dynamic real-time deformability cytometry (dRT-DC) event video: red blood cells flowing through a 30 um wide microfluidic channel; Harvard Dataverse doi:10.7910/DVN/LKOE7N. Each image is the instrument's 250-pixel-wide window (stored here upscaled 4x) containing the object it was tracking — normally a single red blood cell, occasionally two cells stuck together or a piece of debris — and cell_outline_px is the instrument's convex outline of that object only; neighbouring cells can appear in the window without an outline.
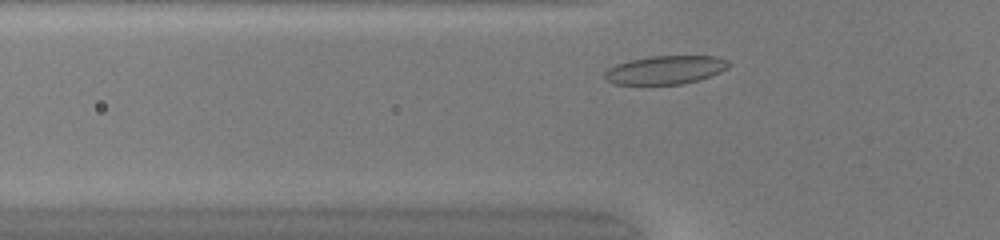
{"species": "common noctule bat (a hibernating species)", "species_latin": "Nyctalus noctula", "temperature_condition": "warm", "stored_images_in_passage": 30, "camera_frame_rate_fps": 3000, "um_per_image_px": 0.085, "animal": {"sex": "female", "body_mass_g": 20.0, "forearm_length_mm": 54.0}, "frame": {"image": 1, "passage_image": 4, "time_ms": 1.0, "image_size_px": [1000, 240], "cell_outline_px": [[732, 64], [728, 68], [712, 76], [700, 80], [684, 84], [612, 84], [604, 80], [604, 72], [608, 68], [616, 64], [628, 60], [652, 56], [716, 56], [728, 60]], "centroid_in_image_um": [56.57, 5.94], "position_along_channel_um": 69.2, "area_um2": 20.92}}
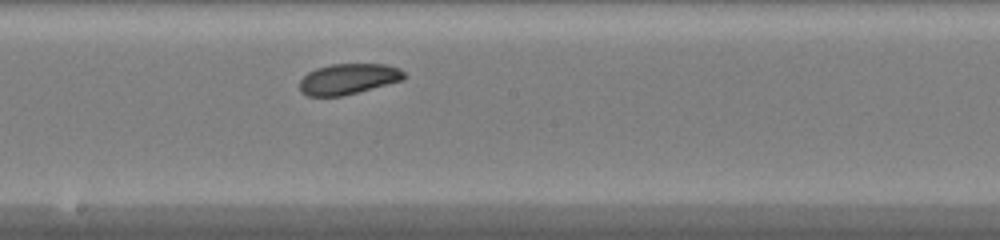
{"frame": {"image": 2, "passage_image": 15, "time_ms": 4.667, "image_size_px": [1000, 240], "cell_outline_px": [[408, 76], [404, 80], [340, 96], [308, 96], [300, 92], [300, 80], [308, 72], [316, 68], [332, 64], [384, 64], [400, 68]], "centroid_in_image_um": [29.62, 6.7], "position_along_channel_um": 218.6, "area_um2": 18.67}}
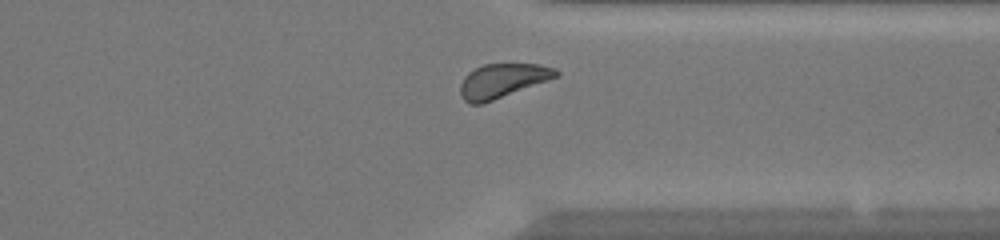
{"frame": {"image": 3, "passage_image": 26, "time_ms": 8.333, "image_size_px": [1000, 240], "cell_outline_px": [[560, 76], [484, 104], [468, 104], [460, 96], [460, 84], [464, 76], [468, 72], [484, 64], [540, 64], [556, 68], [560, 72]], "centroid_in_image_um": [42.72, 6.87], "position_along_channel_um": 368.7, "area_um2": 19.36}, "authors_computed_cell_mechanics": {"area_um2": 19.0162, "velocity_mm_per_s": 4.0998, "shape_relaxation_time_tau1_ms": 3.9839, "shape_relaxation_time_tau2_ms": null, "deformation_change_tau1": 0.0861, "deformation_change_tau2": null}}